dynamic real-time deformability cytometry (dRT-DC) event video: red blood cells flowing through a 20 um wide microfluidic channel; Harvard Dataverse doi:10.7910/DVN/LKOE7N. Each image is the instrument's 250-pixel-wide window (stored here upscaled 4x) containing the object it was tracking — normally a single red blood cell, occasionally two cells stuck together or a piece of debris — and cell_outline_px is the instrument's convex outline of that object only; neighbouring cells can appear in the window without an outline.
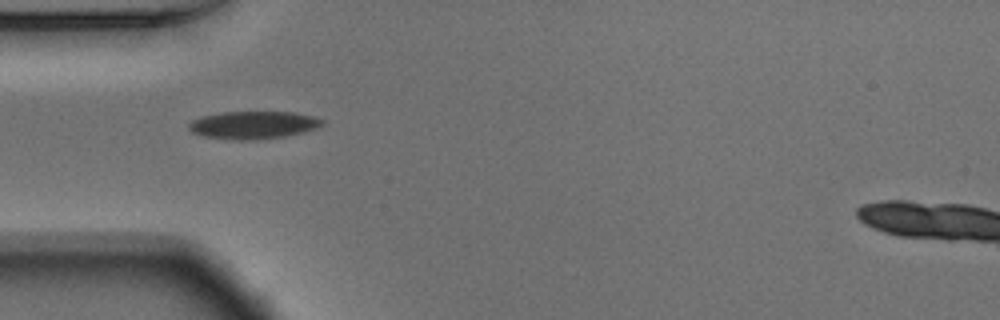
{"species": "Egyptian fruit bat (a non-hibernating species)", "species_latin": "Rousettus aegyptiacus", "temperature_condition": "warm", "stored_images_in_passage": 38, "camera_frame_rate_fps": 3000, "um_per_image_px": 0.085, "animal": {"sex": "male"}, "frame": {"image": 1, "passage_image": 1, "time_ms": 0.0, "image_size_px": [1000, 320], "cell_outline_px": [[324, 124], [316, 128], [300, 132], [280, 136], [240, 140], [236, 140], [204, 136], [192, 132], [188, 128], [188, 124], [192, 120], [204, 116], [224, 112], [292, 112], [312, 116], [324, 120]], "centroid_in_image_um": [21.5, 10.61], "position_along_channel_um": 63.5, "area_um2": 20.92}}
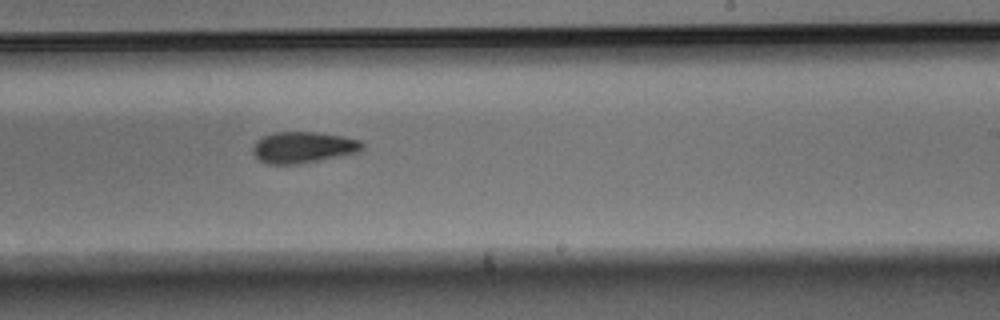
{"frame": {"image": 2, "passage_image": 17, "time_ms": 5.333, "image_size_px": [1000, 320], "cell_outline_px": [[368, 144], [360, 152], [320, 160], [296, 164], [268, 164], [260, 160], [252, 152], [252, 148], [256, 140], [272, 132], [316, 132], [340, 136], [360, 140]], "centroid_in_image_um": [25.8, 12.52], "position_along_channel_um": 263.2, "area_um2": 20.06}}
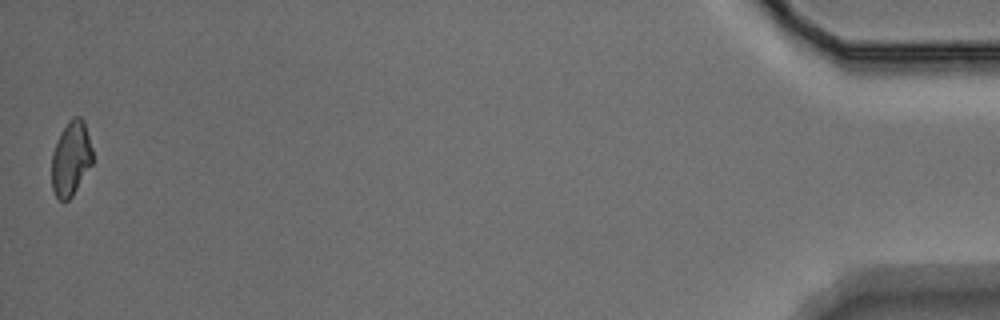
{"frame": {"image": 3, "passage_image": 38, "time_ms": 12.333, "image_size_px": [1000, 320], "cell_outline_px": [[92, 164], [72, 196], [68, 200], [60, 200], [56, 196], [52, 188], [52, 152], [60, 132], [68, 120], [72, 116], [80, 116], [84, 120], [92, 148]], "centroid_in_image_um": [6.03, 13.44], "position_along_channel_um": 429.2, "area_um2": 17.8}, "authors_computed_cell_mechanics": {"area_um2": 19.7965, "velocity_mm_per_s": 3.7451, "shape_relaxation_time_tau1_ms": 3.1766, "shape_relaxation_time_tau2_ms": 6.7861, "deformation_change_tau1": 0.1227, "deformation_change_tau2": 0.1362}}